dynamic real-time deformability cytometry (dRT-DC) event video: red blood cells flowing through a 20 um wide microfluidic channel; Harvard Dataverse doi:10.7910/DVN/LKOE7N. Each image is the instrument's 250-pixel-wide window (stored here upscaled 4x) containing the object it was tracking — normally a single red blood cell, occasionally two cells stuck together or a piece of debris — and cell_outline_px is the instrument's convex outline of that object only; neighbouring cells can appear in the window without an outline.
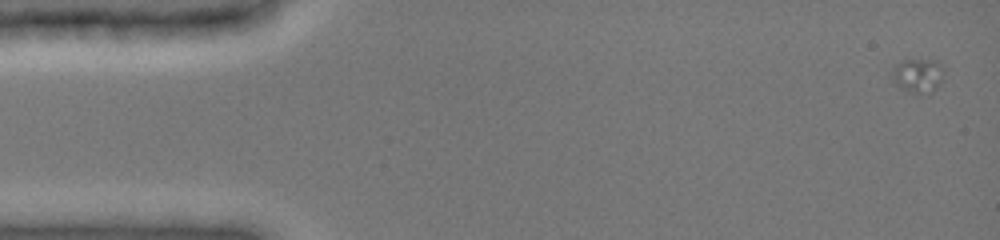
{"species": "common noctule bat (a hibernating species)", "species_latin": "Nyctalus noctula", "temperature_condition": "cold", "stored_images_in_passage": 10, "camera_frame_rate_fps": 3000, "um_per_image_px": 0.085, "animal": {"sex": "female", "body_mass_g": 19.0, "forearm_length_mm": 51.5}, "frame": {"image": 1, "passage_image": 2, "time_ms": 0.333, "image_size_px": [1000, 240], "cell_outline_px": [[944, 68], [940, 84], [928, 96], [920, 96], [900, 88], [896, 84], [892, 76], [892, 68], [896, 64], [904, 60], [936, 60]], "centroid_in_image_um": [78.04, 6.46], "position_along_channel_um": 7.0, "area_um2": 10.58}}